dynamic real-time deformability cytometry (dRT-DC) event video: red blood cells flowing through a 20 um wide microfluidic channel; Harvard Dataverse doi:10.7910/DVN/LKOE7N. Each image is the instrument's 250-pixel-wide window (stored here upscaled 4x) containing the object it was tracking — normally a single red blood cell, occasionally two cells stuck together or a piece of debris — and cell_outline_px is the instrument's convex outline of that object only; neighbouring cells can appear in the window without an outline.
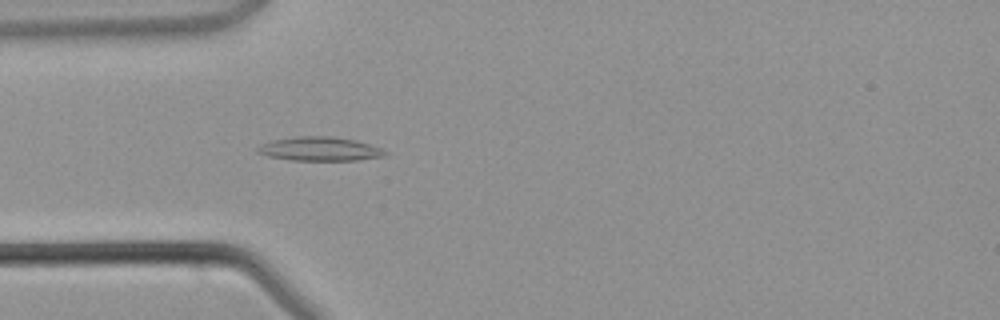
{"species": "common noctule bat (a hibernating species)", "species_latin": "Nyctalus noctula", "temperature_condition": "warm", "stored_images_in_passage": 37, "camera_frame_rate_fps": 3000, "um_per_image_px": 0.085, "animal": {"sex": "male", "body_mass_g": 21.5, "forearm_length_mm": 52.0}, "frame": {"image": 1, "passage_image": 5, "time_ms": 1.333, "image_size_px": [1000, 320], "cell_outline_px": [[388, 152], [384, 156], [360, 160], [288, 160], [268, 156], [256, 152], [256, 148], [272, 140], [300, 136], [332, 136], [356, 140], [380, 148]], "centroid_in_image_um": [27.18, 12.66], "position_along_channel_um": 57.8, "area_um2": 17.69}}
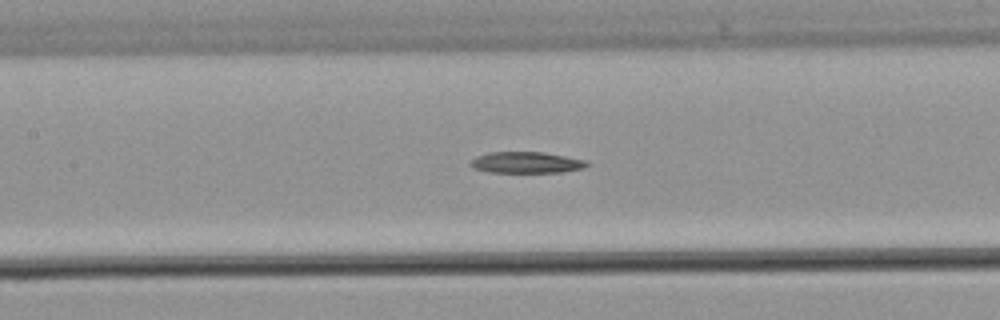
{"frame": {"image": 2, "passage_image": 12, "time_ms": 3.667, "image_size_px": [1000, 320], "cell_outline_px": [[588, 164], [584, 168], [560, 172], [488, 172], [472, 168], [468, 164], [476, 156], [488, 152], [544, 152], [584, 160]], "centroid_in_image_um": [44.66, 13.81], "position_along_channel_um": 162.7, "area_um2": 14.33}}
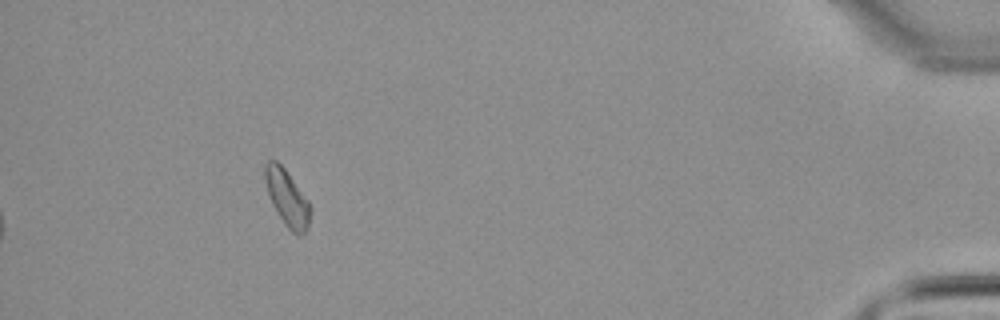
{"frame": {"image": 3, "passage_image": 33, "time_ms": 10.667, "image_size_px": [1000, 320], "cell_outline_px": [[312, 212], [308, 224], [304, 232], [300, 236], [292, 232], [284, 224], [272, 204], [268, 192], [264, 176], [264, 164], [268, 160], [276, 160], [284, 168], [308, 200], [312, 208]], "centroid_in_image_um": [24.41, 16.82], "position_along_channel_um": 410.8, "area_um2": 14.74}}